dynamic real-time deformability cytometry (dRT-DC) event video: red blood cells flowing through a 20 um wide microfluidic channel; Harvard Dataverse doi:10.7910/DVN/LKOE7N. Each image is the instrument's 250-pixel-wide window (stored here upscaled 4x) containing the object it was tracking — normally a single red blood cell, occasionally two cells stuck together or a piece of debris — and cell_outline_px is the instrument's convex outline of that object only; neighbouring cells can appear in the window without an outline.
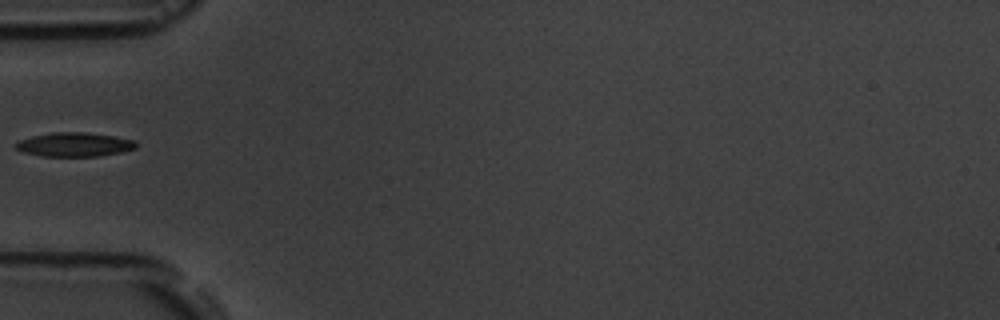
{"species": "common noctule bat (a hibernating species)", "species_latin": "Nyctalus noctula", "temperature_condition": "room temperature", "stored_images_in_passage": 6, "camera_frame_rate_fps": 3000, "um_per_image_px": 0.085, "animal": {"sex": "male", "body_mass_g": 19.5, "forearm_length_mm": 54.6}, "frame": {"image": 1, "passage_image": 6, "time_ms": 6.667, "image_size_px": [1000, 320], "cell_outline_px": [[136, 148], [120, 152], [100, 156], [40, 156], [24, 152], [16, 148], [12, 144], [20, 140], [32, 136], [52, 132], [84, 132], [116, 136], [136, 140]], "centroid_in_image_um": [6.32, 12.28], "position_along_channel_um": 78.7, "area_um2": 16.94}}